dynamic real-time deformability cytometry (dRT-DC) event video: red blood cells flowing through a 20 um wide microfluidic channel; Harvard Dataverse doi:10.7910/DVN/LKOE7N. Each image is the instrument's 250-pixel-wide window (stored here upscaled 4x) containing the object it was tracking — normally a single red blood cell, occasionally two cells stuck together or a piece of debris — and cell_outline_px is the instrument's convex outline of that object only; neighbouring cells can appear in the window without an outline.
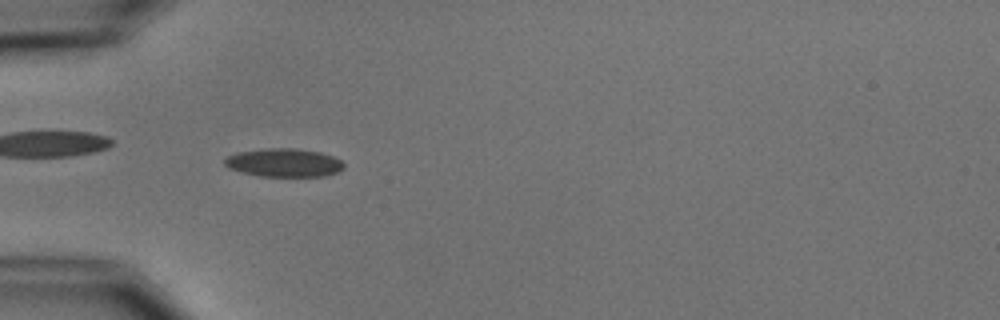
{"species": "common noctule bat (a hibernating species)", "species_latin": "Nyctalus noctula", "temperature_condition": "cold", "stored_images_in_passage": 11, "camera_frame_rate_fps": 3000, "um_per_image_px": 0.085, "animal": {"sex": "male", "body_mass_g": 15.6}, "frame": {"image": 1, "passage_image": 5, "time_ms": 5.333, "image_size_px": [1000, 320], "cell_outline_px": [[344, 168], [340, 172], [324, 176], [260, 176], [228, 168], [224, 164], [224, 160], [228, 156], [236, 152], [264, 148], [296, 148], [320, 152], [332, 156], [340, 160], [344, 164]], "centroid_in_image_um": [24.15, 13.82], "position_along_channel_um": 60.9, "area_um2": 19.77}}
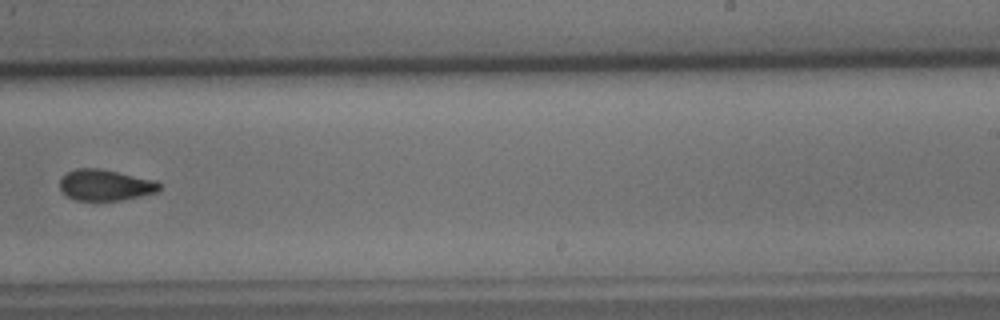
{"frame": {"image": 2, "passage_image": 10, "time_ms": 11.333, "image_size_px": [1000, 320], "cell_outline_px": [[160, 188], [156, 192], [140, 196], [120, 200], [76, 200], [68, 196], [60, 188], [60, 180], [68, 172], [76, 168], [100, 168], [156, 180], [160, 184]], "centroid_in_image_um": [8.96, 15.72], "position_along_channel_um": 280.0, "area_um2": 17.86}}
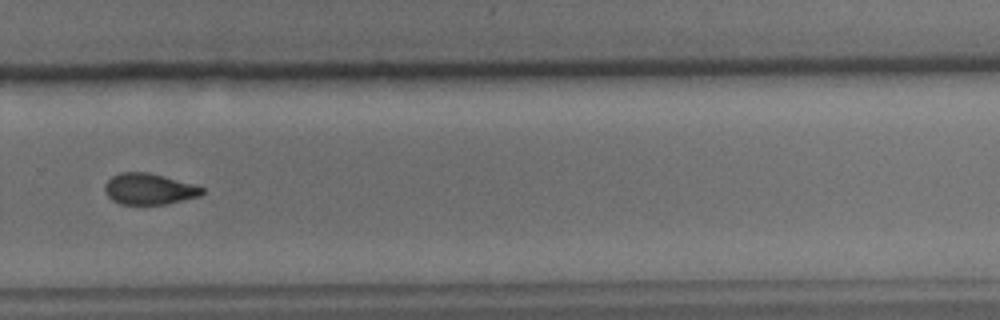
{"frame": {"image": 3, "passage_image": 11, "time_ms": 12.333, "image_size_px": [1000, 320], "cell_outline_px": [[204, 192], [200, 196], [168, 204], [120, 204], [112, 200], [104, 192], [104, 184], [112, 176], [120, 172], [148, 172], [192, 184], [204, 188]], "centroid_in_image_um": [12.64, 16.07], "position_along_channel_um": 317.2, "area_um2": 17.63}}